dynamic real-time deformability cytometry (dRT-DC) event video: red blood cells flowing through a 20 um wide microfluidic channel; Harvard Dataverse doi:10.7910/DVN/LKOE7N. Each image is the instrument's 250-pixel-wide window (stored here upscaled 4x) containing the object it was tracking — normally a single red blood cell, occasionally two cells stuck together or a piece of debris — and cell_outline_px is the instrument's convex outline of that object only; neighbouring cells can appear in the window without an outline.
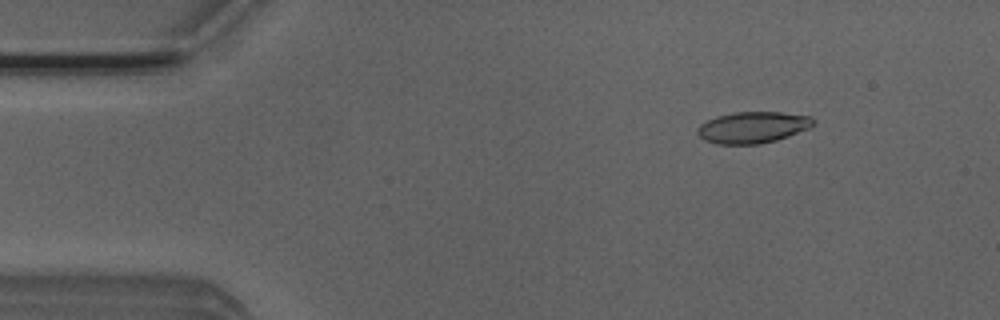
{"species": "Egyptian fruit bat (a non-hibernating species)", "species_latin": "Rousettus aegyptiacus", "temperature_condition": "room temperature", "stored_images_in_passage": 49, "camera_frame_rate_fps": 3000, "um_per_image_px": 0.085, "animal": {"sex": "male"}, "frame": {"image": 1, "passage_image": 4, "time_ms": 1.0, "image_size_px": [1000, 320], "cell_outline_px": [[816, 124], [808, 128], [788, 136], [776, 140], [760, 144], [716, 144], [704, 140], [696, 132], [696, 128], [700, 124], [716, 116], [732, 112], [780, 112], [812, 116], [816, 120]], "centroid_in_image_um": [63.98, 10.82], "position_along_channel_um": 21.0, "area_um2": 21.39}}
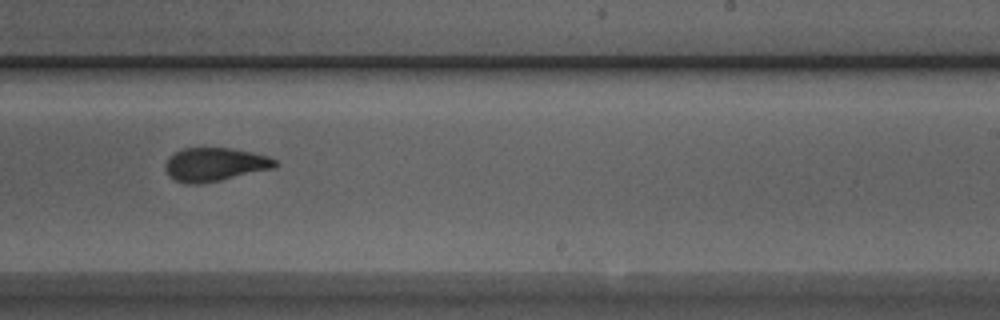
{"frame": {"image": 2, "passage_image": 29, "time_ms": 9.333, "image_size_px": [1000, 320], "cell_outline_px": [[280, 164], [276, 168], [220, 180], [200, 184], [184, 184], [168, 176], [164, 168], [164, 164], [176, 152], [184, 148], [232, 148], [252, 152], [268, 156], [276, 160]], "centroid_in_image_um": [18.29, 13.99], "position_along_channel_um": 270.7, "area_um2": 21.56}}
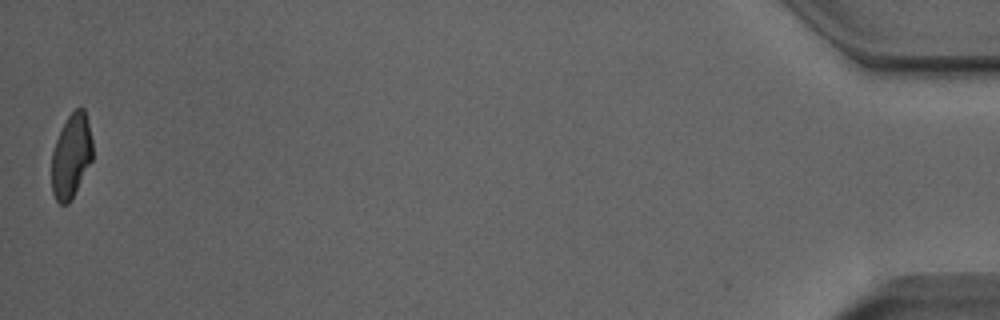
{"frame": {"image": 3, "passage_image": 49, "time_ms": 16.0, "image_size_px": [1000, 320], "cell_outline_px": [[92, 160], [72, 200], [68, 204], [60, 204], [56, 200], [52, 192], [52, 152], [56, 140], [68, 116], [76, 108], [84, 108], [92, 140]], "centroid_in_image_um": [6.05, 13.3], "position_along_channel_um": 429.1, "area_um2": 19.94}, "authors_computed_cell_mechanics": {"area_um2": 21.6172, "velocity_mm_per_s": 3.9168, "shape_relaxation_time_tau1_ms": 5.5206, "shape_relaxation_time_tau2_ms": 1.1875, "deformation_change_tau1": 0.1696, "deformation_change_tau2": 0.0701}}